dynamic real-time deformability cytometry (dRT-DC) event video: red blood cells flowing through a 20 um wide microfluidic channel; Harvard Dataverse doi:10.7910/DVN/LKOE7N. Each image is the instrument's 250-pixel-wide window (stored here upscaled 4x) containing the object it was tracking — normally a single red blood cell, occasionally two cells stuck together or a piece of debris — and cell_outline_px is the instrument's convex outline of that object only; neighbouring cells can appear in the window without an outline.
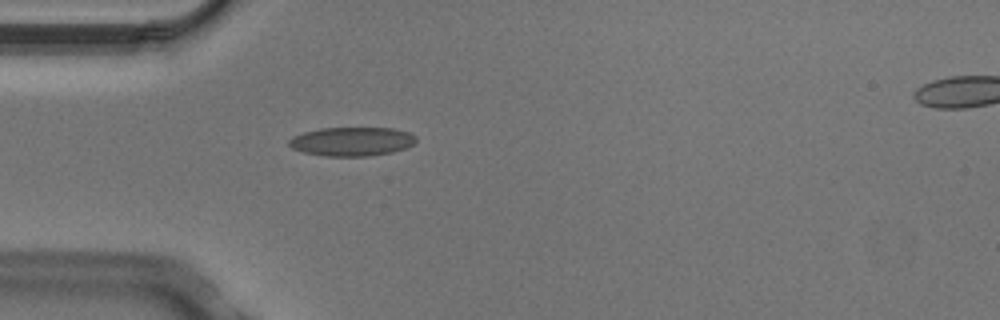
{"species": "Egyptian fruit bat (a non-hibernating species)", "species_latin": "Rousettus aegyptiacus", "temperature_condition": "cold", "stored_images_in_passage": 3, "camera_frame_rate_fps": 3000, "um_per_image_px": 0.085, "animal": {"sex": "male"}, "frame": {"image": 1, "passage_image": 2, "time_ms": 0.333, "image_size_px": [1000, 320], "cell_outline_px": [[416, 140], [408, 148], [392, 152], [368, 156], [324, 156], [304, 152], [292, 148], [288, 144], [288, 140], [292, 136], [304, 132], [320, 128], [392, 128], [408, 132], [416, 136]], "centroid_in_image_um": [29.9, 12.02], "position_along_channel_um": 55.1, "area_um2": 21.44}}